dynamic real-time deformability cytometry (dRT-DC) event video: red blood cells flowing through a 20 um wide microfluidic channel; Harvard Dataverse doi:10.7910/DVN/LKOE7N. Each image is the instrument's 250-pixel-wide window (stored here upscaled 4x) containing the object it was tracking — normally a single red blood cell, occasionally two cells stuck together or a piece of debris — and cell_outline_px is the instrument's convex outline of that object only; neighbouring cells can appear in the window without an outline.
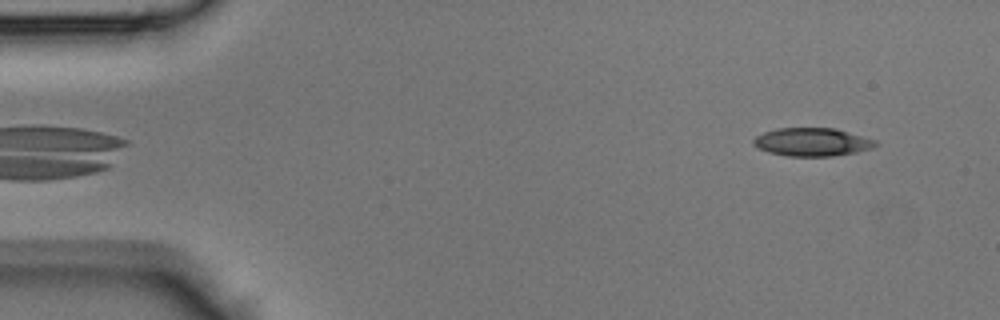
{"species": "Egyptian fruit bat (a non-hibernating species)", "species_latin": "Rousettus aegyptiacus", "temperature_condition": "room temperature", "stored_images_in_passage": 42, "camera_frame_rate_fps": 3000, "um_per_image_px": 0.085, "animal": {"sex": "male"}, "frame": {"image": 1, "passage_image": 2, "time_ms": 0.333, "image_size_px": [1000, 320], "cell_outline_px": [[880, 144], [872, 148], [856, 152], [832, 156], [788, 156], [768, 152], [752, 144], [752, 140], [756, 136], [764, 132], [776, 128], [836, 128], [876, 140]], "centroid_in_image_um": [69.04, 12.07], "position_along_channel_um": 16.0, "area_um2": 20.11}}
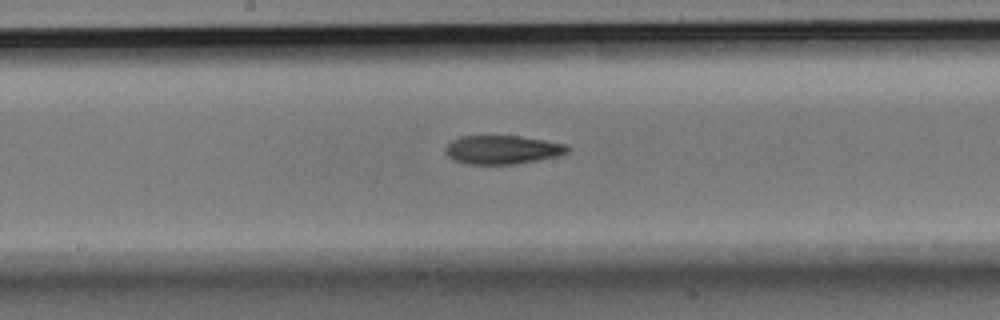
{"frame": {"image": 2, "passage_image": 21, "time_ms": 6.667, "image_size_px": [1000, 320], "cell_outline_px": [[572, 148], [568, 152], [556, 156], [516, 164], [464, 164], [448, 156], [444, 148], [452, 140], [460, 136], [520, 136], [568, 144]], "centroid_in_image_um": [42.72, 12.72], "position_along_channel_um": 205.5, "area_um2": 20.4}}
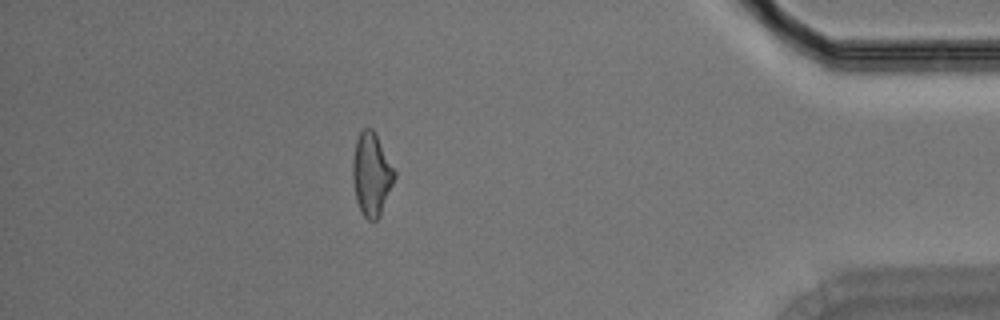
{"frame": {"image": 3, "passage_image": 37, "time_ms": 12.0, "image_size_px": [1000, 320], "cell_outline_px": [[396, 176], [380, 216], [376, 220], [368, 220], [360, 212], [356, 200], [352, 180], [352, 160], [356, 140], [360, 132], [364, 128], [372, 128], [396, 172]], "centroid_in_image_um": [31.56, 14.84], "position_along_channel_um": 403.6, "area_um2": 20.17}}